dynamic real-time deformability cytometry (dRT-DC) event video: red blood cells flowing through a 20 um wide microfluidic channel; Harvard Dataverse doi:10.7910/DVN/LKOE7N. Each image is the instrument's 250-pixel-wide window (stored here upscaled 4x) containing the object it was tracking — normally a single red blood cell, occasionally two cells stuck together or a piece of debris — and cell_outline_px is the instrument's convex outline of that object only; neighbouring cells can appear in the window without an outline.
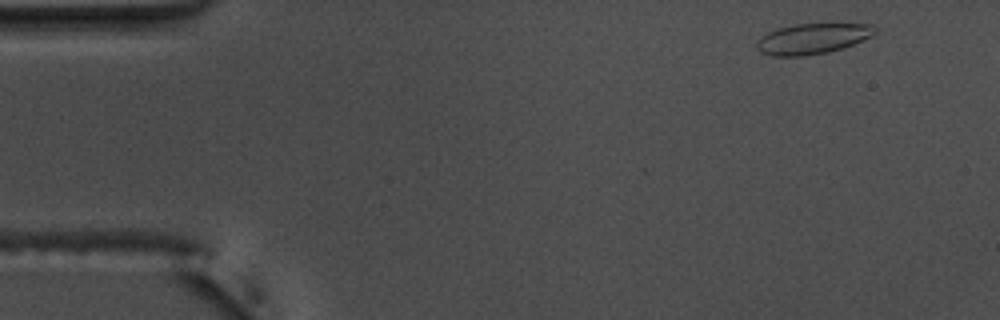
{"species": "common noctule bat (a hibernating species)", "species_latin": "Nyctalus noctula", "temperature_condition": "warm", "stored_images_in_passage": 52, "camera_frame_rate_fps": 3000, "um_per_image_px": 0.085, "animal": {"sex": "male", "body_mass_g": 17.5, "forearm_length_mm": 52.3}, "frame": {"image": 1, "passage_image": 2, "time_ms": 0.333, "image_size_px": [1000, 320], "cell_outline_px": [[876, 32], [872, 36], [852, 44], [828, 52], [804, 56], [772, 56], [760, 52], [756, 48], [756, 40], [768, 32], [776, 28], [796, 24], [832, 20], [872, 24], [876, 28]], "centroid_in_image_um": [69.11, 3.22], "position_along_channel_um": 15.9, "area_um2": 22.08}}
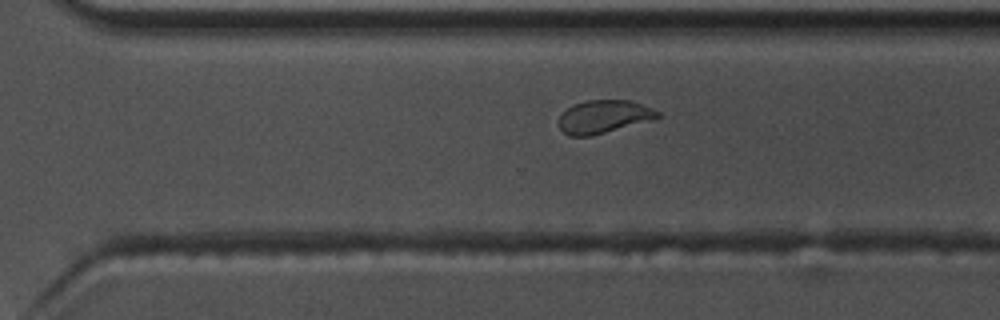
{"frame": {"image": 2, "passage_image": 35, "time_ms": 11.333, "image_size_px": [1000, 320], "cell_outline_px": [[664, 116], [592, 136], [568, 136], [560, 128], [560, 116], [572, 104], [588, 100], [632, 100], [652, 108], [660, 112]], "centroid_in_image_um": [51.35, 9.91], "position_along_channel_um": 319.3, "area_um2": 18.96}}
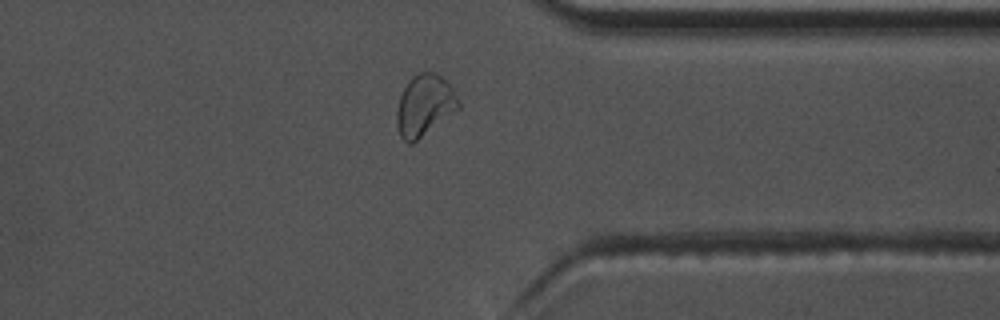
{"frame": {"image": 3, "passage_image": 40, "time_ms": 13.0, "image_size_px": [1000, 320], "cell_outline_px": [[460, 108], [412, 144], [408, 144], [400, 136], [396, 128], [396, 112], [400, 96], [408, 80], [412, 76], [420, 72], [436, 72], [452, 88], [460, 104]], "centroid_in_image_um": [36.05, 8.97], "position_along_channel_um": 375.3, "area_um2": 22.02}, "authors_computed_cell_mechanics": {"area_um2": 20.7213, "velocity_mm_per_s": 3.6693, "shape_relaxation_time_tau1_ms": 5.6235, "shape_relaxation_time_tau2_ms": null, "deformation_change_tau1": 0.1396, "deformation_change_tau2": null}}